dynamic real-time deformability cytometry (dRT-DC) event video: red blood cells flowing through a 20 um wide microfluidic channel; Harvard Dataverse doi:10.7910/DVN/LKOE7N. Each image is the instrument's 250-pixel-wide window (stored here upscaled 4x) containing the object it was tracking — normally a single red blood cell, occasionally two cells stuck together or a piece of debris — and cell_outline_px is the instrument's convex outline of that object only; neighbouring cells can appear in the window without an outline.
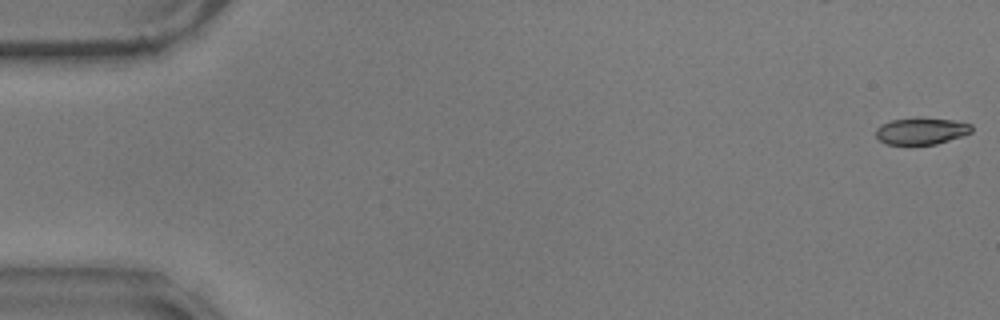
{"species": "common noctule bat (a hibernating species)", "species_latin": "Nyctalus noctula", "temperature_condition": "warm", "stored_images_in_passage": 46, "camera_frame_rate_fps": 3000, "um_per_image_px": 0.085, "animal": {"sex": "male", "body_mass_g": 17.9}, "frame": {"image": 1, "passage_image": 1, "time_ms": 0.0, "image_size_px": [1000, 320], "cell_outline_px": [[972, 132], [936, 144], [908, 148], [888, 144], [880, 140], [876, 136], [876, 128], [880, 124], [892, 120], [916, 116], [952, 120], [972, 124]], "centroid_in_image_um": [78.25, 11.16], "position_along_channel_um": 6.7, "area_um2": 15.72}}
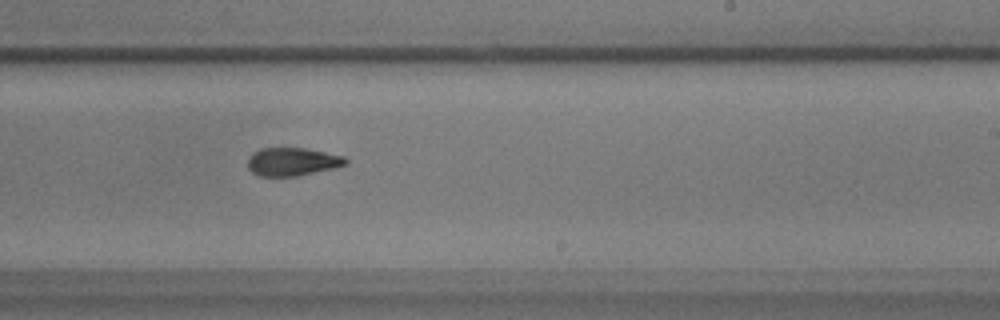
{"frame": {"image": 2, "passage_image": 35, "time_ms": 11.333, "image_size_px": [1000, 320], "cell_outline_px": [[348, 164], [332, 168], [296, 176], [260, 176], [252, 172], [248, 168], [248, 160], [252, 152], [260, 148], [304, 148], [344, 156], [348, 160]], "centroid_in_image_um": [24.83, 13.74], "position_along_channel_um": 264.2, "area_um2": 15.95}}
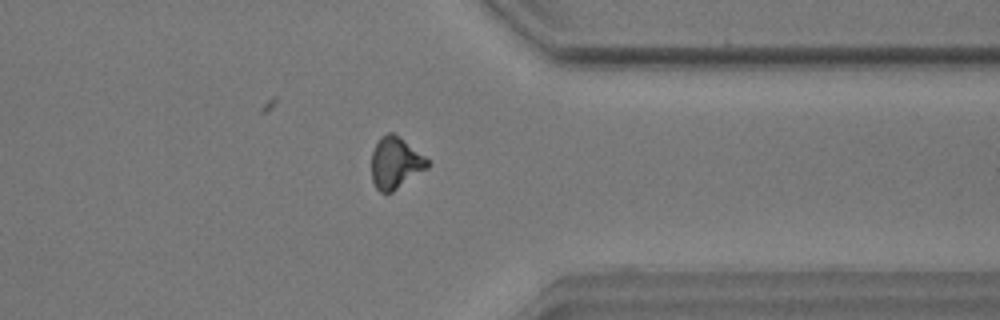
{"frame": {"image": 3, "passage_image": 45, "time_ms": 14.667, "image_size_px": [1000, 320], "cell_outline_px": [[432, 164], [428, 168], [392, 192], [380, 192], [376, 188], [372, 180], [372, 152], [380, 136], [388, 132], [392, 132], [400, 136], [424, 156]], "centroid_in_image_um": [33.62, 13.83], "position_along_channel_um": 377.8, "area_um2": 16.88}, "authors_computed_cell_mechanics": {"area_um2": 16.4441, "velocity_mm_per_s": 3.5787, "shape_relaxation_time_tau1_ms": 9.2359, "shape_relaxation_time_tau2_ms": 3.9087, "deformation_change_tau1": 0.2578, "deformation_change_tau2": 0.1028}}